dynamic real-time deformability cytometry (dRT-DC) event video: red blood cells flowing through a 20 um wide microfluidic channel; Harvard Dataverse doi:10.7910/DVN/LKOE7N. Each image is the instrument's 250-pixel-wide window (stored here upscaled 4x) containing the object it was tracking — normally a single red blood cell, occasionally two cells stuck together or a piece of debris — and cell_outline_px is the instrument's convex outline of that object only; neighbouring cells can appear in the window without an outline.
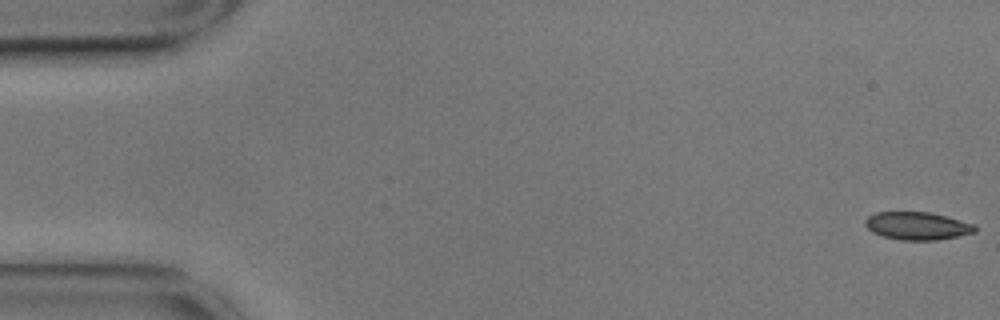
{"species": "common noctule bat (a hibernating species)", "species_latin": "Nyctalus noctula", "temperature_condition": "cold", "stored_images_in_passage": 58, "camera_frame_rate_fps": 3000, "um_per_image_px": 0.085, "animal": {"sex": "male", "body_mass_g": 17.9}, "frame": {"image": 1, "passage_image": 1, "time_ms": 0.0, "image_size_px": [1000, 320], "cell_outline_px": [[976, 232], [936, 240], [900, 240], [884, 236], [872, 232], [864, 224], [864, 220], [868, 216], [876, 212], [928, 212], [976, 224]], "centroid_in_image_um": [77.95, 19.2], "position_along_channel_um": 7.0, "area_um2": 17.69}}
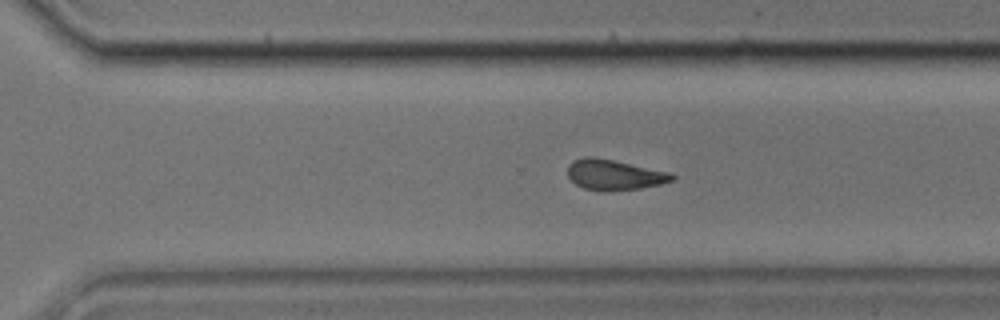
{"frame": {"image": 2, "passage_image": 39, "time_ms": 12.667, "image_size_px": [1000, 320], "cell_outline_px": [[676, 176], [672, 180], [660, 184], [640, 188], [600, 192], [584, 188], [576, 184], [568, 176], [568, 164], [572, 160], [584, 156], [592, 156], [672, 172]], "centroid_in_image_um": [52.19, 14.85], "position_along_channel_um": 318.4, "area_um2": 18.61}}
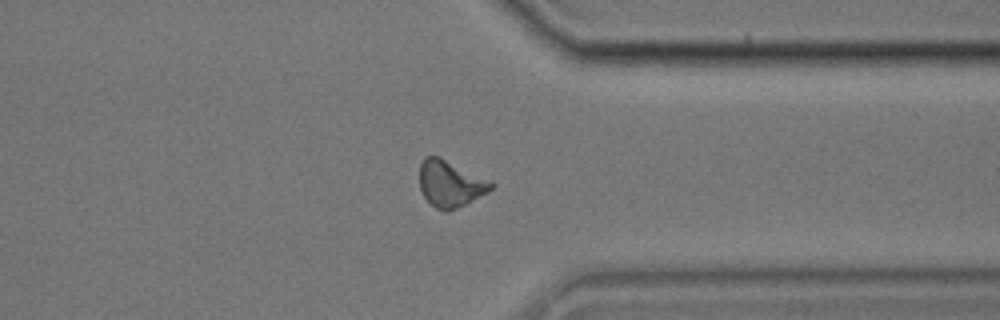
{"frame": {"image": 3, "passage_image": 44, "time_ms": 14.333, "image_size_px": [1000, 320], "cell_outline_px": [[496, 184], [488, 192], [448, 212], [444, 212], [436, 208], [424, 196], [420, 188], [420, 164], [424, 156], [440, 156], [492, 180]], "centroid_in_image_um": [38.3, 15.59], "position_along_channel_um": 373.1, "area_um2": 19.54}, "authors_computed_cell_mechanics": {"area_um2": 19.0162, "velocity_mm_per_s": 3.4796, "shape_relaxation_time_tau1_ms": 5.919, "shape_relaxation_time_tau2_ms": 3.0469, "deformation_change_tau1": 0.1214, "deformation_change_tau2": 0.1087}}